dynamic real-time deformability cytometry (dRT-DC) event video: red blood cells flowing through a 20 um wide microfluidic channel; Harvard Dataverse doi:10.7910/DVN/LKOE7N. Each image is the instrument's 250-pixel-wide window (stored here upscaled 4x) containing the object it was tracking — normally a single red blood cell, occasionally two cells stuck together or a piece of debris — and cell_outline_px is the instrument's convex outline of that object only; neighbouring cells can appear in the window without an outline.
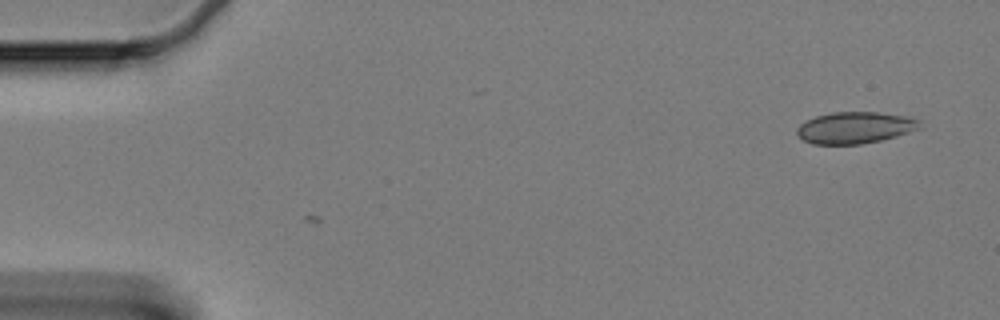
{"species": "Egyptian fruit bat (a non-hibernating species)", "species_latin": "Rousettus aegyptiacus", "temperature_condition": "cold", "stored_images_in_passage": 4, "camera_frame_rate_fps": 3000, "um_per_image_px": 0.085, "animal": {"sex": "female"}, "frame": {"image": 1, "passage_image": 4, "time_ms": 1.0, "image_size_px": [1000, 320], "cell_outline_px": [[920, 128], [896, 136], [880, 140], [860, 144], [812, 144], [804, 140], [796, 132], [796, 128], [800, 124], [816, 116], [832, 112], [876, 112], [912, 116], [920, 120]], "centroid_in_image_um": [72.7, 10.84], "position_along_channel_um": 12.3, "area_um2": 22.6}}